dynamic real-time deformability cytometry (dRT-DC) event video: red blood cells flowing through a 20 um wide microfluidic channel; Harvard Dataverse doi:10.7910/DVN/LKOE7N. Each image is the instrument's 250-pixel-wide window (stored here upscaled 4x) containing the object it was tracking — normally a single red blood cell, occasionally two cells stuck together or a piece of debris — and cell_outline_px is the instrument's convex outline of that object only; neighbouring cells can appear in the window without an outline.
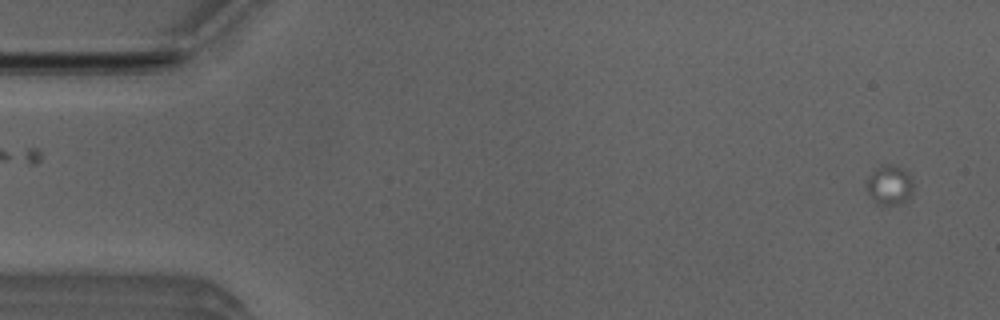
{"species": "Egyptian fruit bat (a non-hibernating species)", "species_latin": "Rousettus aegyptiacus", "temperature_condition": "room temperature", "stored_images_in_passage": 4, "camera_frame_rate_fps": 3000, "um_per_image_px": 0.085, "animal": {"sex": "male"}, "frame": {"image": 1, "passage_image": 4, "time_ms": 1.0, "image_size_px": [1000, 320], "cell_outline_px": [[912, 196], [900, 204], [876, 204], [864, 188], [868, 176], [880, 164], [892, 164], [908, 172], [912, 176]], "centroid_in_image_um": [75.59, 15.72], "position_along_channel_um": 9.4, "area_um2": 11.04}}